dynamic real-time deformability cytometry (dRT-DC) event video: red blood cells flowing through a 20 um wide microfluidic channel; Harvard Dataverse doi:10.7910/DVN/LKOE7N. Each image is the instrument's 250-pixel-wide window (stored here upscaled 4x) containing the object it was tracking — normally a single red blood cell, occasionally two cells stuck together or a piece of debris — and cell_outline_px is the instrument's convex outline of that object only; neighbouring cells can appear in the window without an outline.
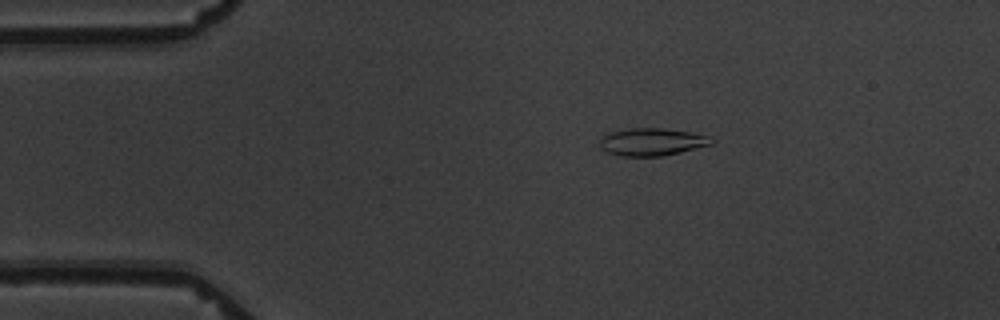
{"species": "common noctule bat (a hibernating species)", "species_latin": "Nyctalus noctula", "temperature_condition": "warm", "stored_images_in_passage": 5, "camera_frame_rate_fps": 3000, "um_per_image_px": 0.085, "animal": {"sex": "male", "body_mass_g": 19.5, "forearm_length_mm": 54.6}, "frame": {"image": 1, "passage_image": 2, "time_ms": 1.333, "image_size_px": [1000, 320], "cell_outline_px": [[716, 140], [712, 144], [680, 152], [660, 156], [620, 156], [608, 152], [600, 148], [600, 140], [604, 136], [612, 132], [628, 128], [660, 128], [688, 132], [708, 136]], "centroid_in_image_um": [55.41, 12.06], "position_along_channel_um": 29.6, "area_um2": 17.69}}
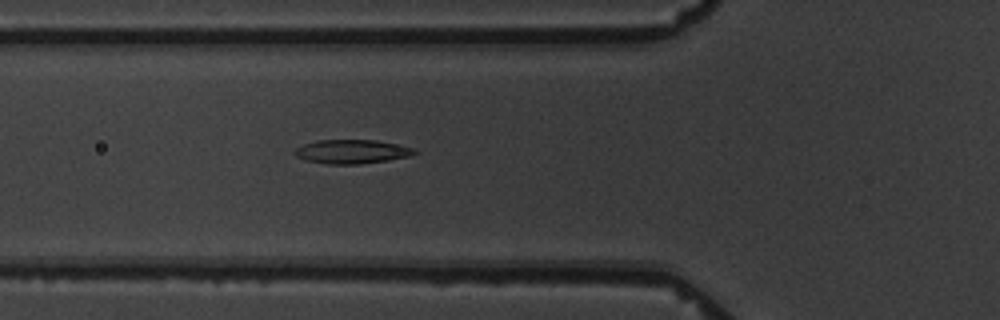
{"frame": {"image": 2, "passage_image": 5, "time_ms": 4.667, "image_size_px": [1000, 320], "cell_outline_px": [[420, 152], [408, 156], [388, 160], [360, 164], [328, 164], [304, 160], [296, 156], [292, 152], [296, 148], [304, 144], [316, 140], [376, 140], [416, 148]], "centroid_in_image_um": [29.9, 12.88], "position_along_channel_um": 95.9, "area_um2": 16.82}}